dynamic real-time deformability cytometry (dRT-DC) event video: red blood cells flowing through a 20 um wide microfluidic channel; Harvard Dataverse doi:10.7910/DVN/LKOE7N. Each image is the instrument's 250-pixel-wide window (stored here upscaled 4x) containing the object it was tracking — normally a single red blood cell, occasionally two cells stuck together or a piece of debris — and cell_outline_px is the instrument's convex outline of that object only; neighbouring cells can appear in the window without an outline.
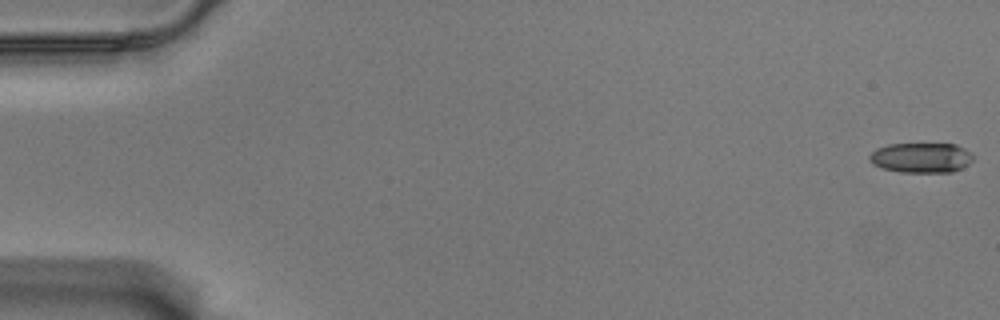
{"species": "Egyptian fruit bat (a non-hibernating species)", "species_latin": "Rousettus aegyptiacus", "temperature_condition": "warm", "stored_images_in_passage": 9, "camera_frame_rate_fps": 3000, "um_per_image_px": 0.085, "animal": {"sex": "male"}, "frame": {"image": 1, "passage_image": 1, "time_ms": 0.0, "image_size_px": [1000, 320], "cell_outline_px": [[972, 160], [968, 164], [952, 172], [900, 172], [884, 168], [872, 164], [868, 160], [868, 156], [876, 148], [888, 144], [956, 144], [972, 152]], "centroid_in_image_um": [78.28, 13.4], "position_along_channel_um": 6.7, "area_um2": 18.15}}